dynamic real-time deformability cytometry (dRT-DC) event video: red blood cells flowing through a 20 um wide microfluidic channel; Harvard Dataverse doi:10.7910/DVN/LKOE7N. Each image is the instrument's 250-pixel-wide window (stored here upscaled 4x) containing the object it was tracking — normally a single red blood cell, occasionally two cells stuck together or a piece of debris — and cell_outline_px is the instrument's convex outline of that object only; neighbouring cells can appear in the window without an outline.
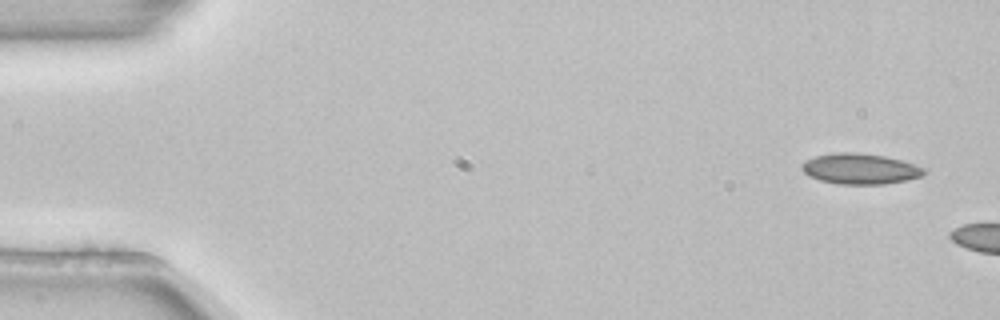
{"species": "common noctule bat (a hibernating species)", "species_latin": "Nyctalus noctula", "temperature_condition": "room temperature", "stored_images_in_passage": 2, "camera_frame_rate_fps": 3000, "um_per_image_px": 0.085, "animal": {"sex": "female", "body_mass_g": 22.7, "forearm_length_mm": 54.2}, "frame": {"image": 1, "passage_image": 1, "time_ms": 0.0, "image_size_px": [1000, 320], "cell_outline_px": [[924, 172], [920, 176], [908, 180], [884, 184], [836, 184], [820, 180], [808, 176], [800, 168], [808, 160], [816, 156], [836, 152], [856, 152], [884, 156], [900, 160], [924, 168]], "centroid_in_image_um": [73.08, 14.35], "position_along_channel_um": 11.9, "area_um2": 21.56}}